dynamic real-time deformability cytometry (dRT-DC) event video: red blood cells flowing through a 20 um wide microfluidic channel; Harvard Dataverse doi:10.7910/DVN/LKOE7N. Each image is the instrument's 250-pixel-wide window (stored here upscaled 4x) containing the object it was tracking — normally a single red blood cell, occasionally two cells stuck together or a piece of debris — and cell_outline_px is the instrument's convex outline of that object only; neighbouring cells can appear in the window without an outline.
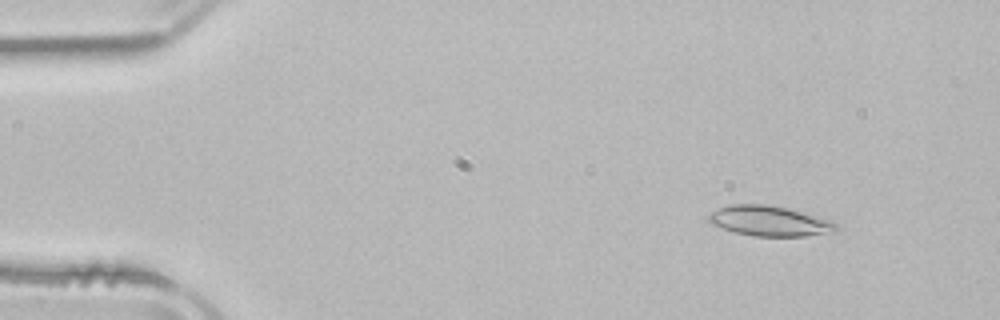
{"species": "common noctule bat (a hibernating species)", "species_latin": "Nyctalus noctula", "temperature_condition": "room temperature", "stored_images_in_passage": 4, "camera_frame_rate_fps": 3000, "um_per_image_px": 0.085, "animal": {"sex": "male", "body_mass_g": 21.5, "forearm_length_mm": 52.0}, "frame": {"image": 1, "passage_image": 2, "time_ms": 1.333, "image_size_px": [1000, 320], "cell_outline_px": [[840, 228], [824, 232], [804, 236], [752, 236], [736, 232], [712, 224], [708, 220], [708, 212], [728, 204], [768, 204], [788, 208], [832, 220]], "centroid_in_image_um": [65.35, 18.76], "position_along_channel_um": 19.7, "area_um2": 22.31}}